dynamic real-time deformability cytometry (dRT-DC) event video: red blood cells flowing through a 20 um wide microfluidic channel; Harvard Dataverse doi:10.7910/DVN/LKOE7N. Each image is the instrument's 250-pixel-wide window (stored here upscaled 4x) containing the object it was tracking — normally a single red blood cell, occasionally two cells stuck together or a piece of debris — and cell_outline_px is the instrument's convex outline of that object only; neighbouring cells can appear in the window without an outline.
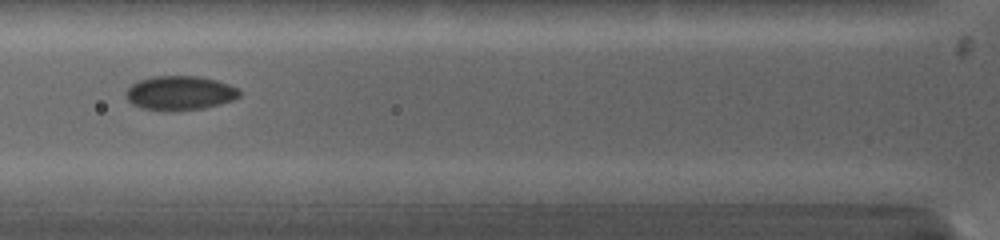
{"species": "common noctule bat (a hibernating species)", "species_latin": "Nyctalus noctula", "temperature_condition": "warm", "stored_images_in_passage": 6, "camera_frame_rate_fps": 5000, "um_per_image_px": 0.085, "animal": {"sex": "female", "body_mass_g": 19.0, "forearm_length_mm": 53.3}, "frame": {"image": 1, "passage_image": 4, "time_ms": 2.4, "image_size_px": [1000, 240], "cell_outline_px": [[240, 96], [232, 100], [220, 104], [204, 108], [140, 108], [132, 104], [124, 96], [124, 92], [132, 84], [140, 80], [152, 76], [196, 76], [216, 80], [228, 84], [236, 88], [240, 92]], "centroid_in_image_um": [15.27, 7.86], "position_along_channel_um": 110.5, "area_um2": 21.91}}